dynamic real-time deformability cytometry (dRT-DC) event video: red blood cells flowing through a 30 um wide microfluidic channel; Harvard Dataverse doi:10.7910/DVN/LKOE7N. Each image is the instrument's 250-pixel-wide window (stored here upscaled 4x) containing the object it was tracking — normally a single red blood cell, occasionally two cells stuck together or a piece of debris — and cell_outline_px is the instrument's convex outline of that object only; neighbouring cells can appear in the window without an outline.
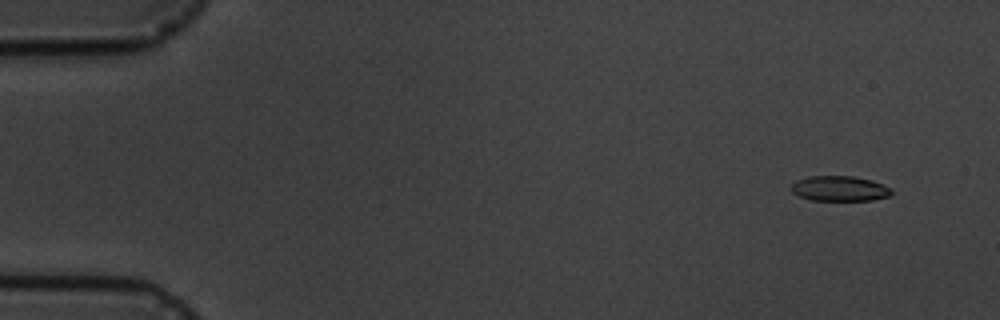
{"species": "common noctule bat (a hibernating species)", "species_latin": "Nyctalus noctula", "temperature_condition": "cold", "stored_images_in_passage": 7, "camera_frame_rate_fps": 3000, "um_per_image_px": 0.085, "animal": {"sex": "male", "body_mass_g": 19.5, "forearm_length_mm": 54.6}, "frame": {"image": 1, "passage_image": 2, "time_ms": 1.0, "image_size_px": [1000, 320], "cell_outline_px": [[892, 192], [888, 196], [872, 200], [812, 200], [800, 196], [792, 192], [788, 188], [796, 180], [808, 176], [852, 176], [872, 180], [892, 188]], "centroid_in_image_um": [71.34, 16.02], "position_along_channel_um": 13.7, "area_um2": 14.74}}
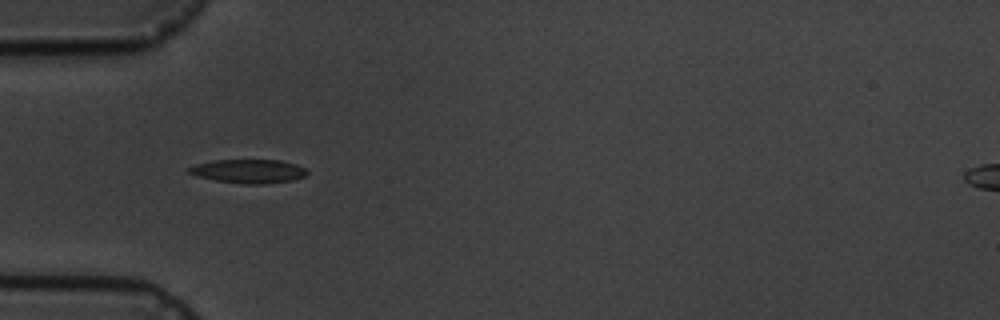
{"frame": {"image": 2, "passage_image": 6, "time_ms": 5.667, "image_size_px": [1000, 320], "cell_outline_px": [[308, 172], [304, 176], [292, 180], [264, 184], [244, 184], [216, 180], [196, 176], [188, 172], [188, 168], [196, 164], [216, 160], [280, 160], [296, 164], [304, 168]], "centroid_in_image_um": [21.13, 14.55], "position_along_channel_um": 63.9, "area_um2": 16.24}}
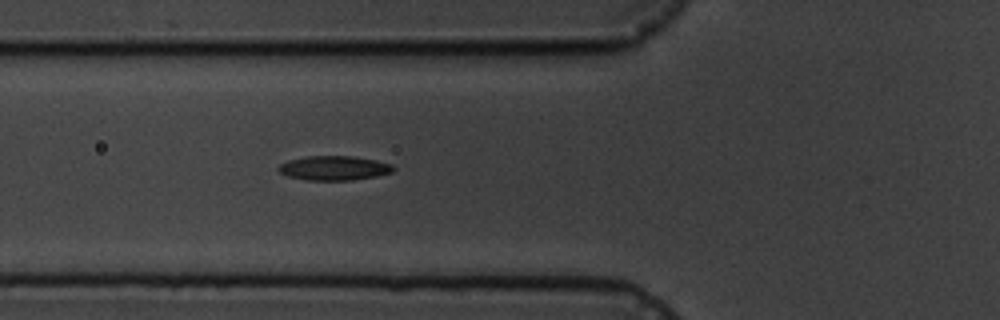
{"frame": {"image": 3, "passage_image": 7, "time_ms": 6.667, "image_size_px": [1000, 320], "cell_outline_px": [[396, 168], [392, 172], [376, 176], [352, 180], [308, 180], [288, 176], [280, 172], [276, 168], [280, 164], [288, 160], [308, 156], [352, 156], [376, 160], [392, 164]], "centroid_in_image_um": [28.4, 14.28], "position_along_channel_um": 97.4, "area_um2": 16.3}}